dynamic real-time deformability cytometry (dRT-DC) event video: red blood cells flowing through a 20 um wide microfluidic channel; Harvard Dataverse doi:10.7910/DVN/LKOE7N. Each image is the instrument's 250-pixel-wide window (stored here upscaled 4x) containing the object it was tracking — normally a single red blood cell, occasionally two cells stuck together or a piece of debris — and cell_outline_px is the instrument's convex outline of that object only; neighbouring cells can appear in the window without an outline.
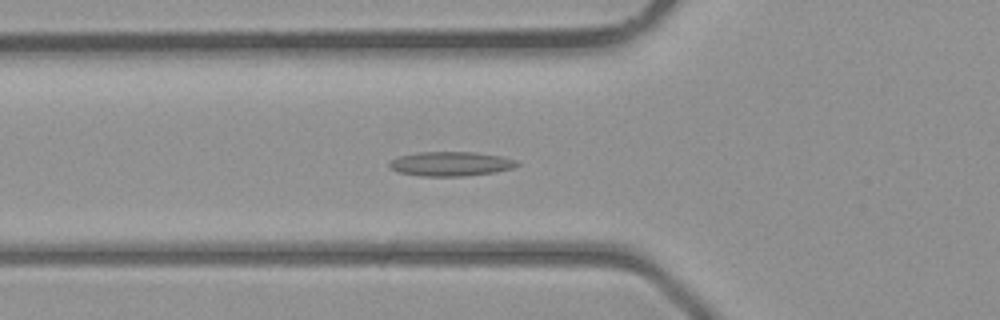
{"species": "common noctule bat (a hibernating species)", "species_latin": "Nyctalus noctula", "temperature_condition": "room temperature", "stored_images_in_passage": 36, "camera_frame_rate_fps": 3000, "um_per_image_px": 0.085, "animal": {"sex": "male", "body_mass_g": 23.1, "forearm_length_mm": 52.7}, "frame": {"image": 1, "passage_image": 10, "time_ms": 3.0, "image_size_px": [1000, 320], "cell_outline_px": [[520, 164], [512, 168], [496, 172], [464, 176], [420, 176], [396, 172], [388, 168], [388, 164], [396, 156], [416, 152], [476, 152], [500, 156], [516, 160]], "centroid_in_image_um": [38.25, 13.92], "position_along_channel_um": 87.5, "area_um2": 18.38}}
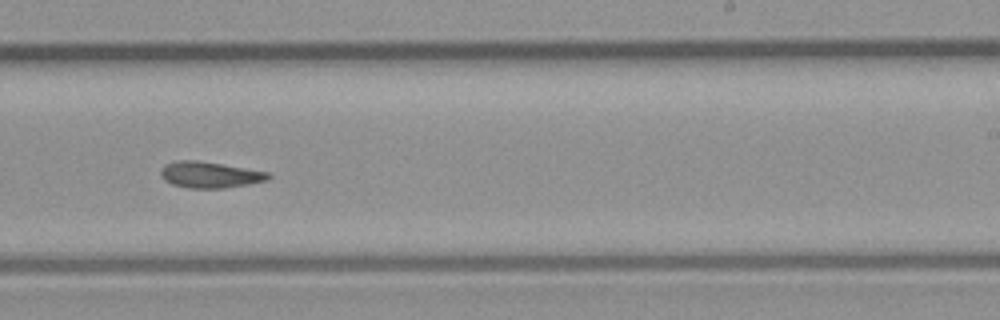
{"frame": {"image": 2, "passage_image": 21, "time_ms": 6.667, "image_size_px": [1000, 320], "cell_outline_px": [[272, 176], [268, 180], [248, 184], [224, 188], [188, 188], [172, 184], [164, 180], [160, 176], [160, 168], [164, 164], [176, 160], [196, 160], [268, 172]], "centroid_in_image_um": [17.78, 14.85], "position_along_channel_um": 271.2, "area_um2": 16.42}}
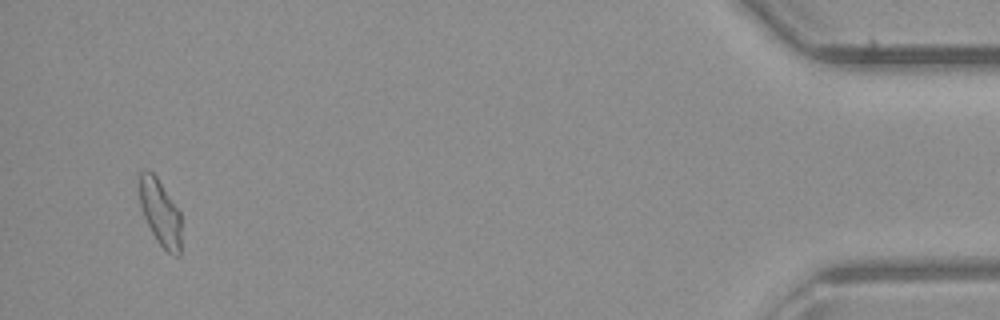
{"frame": {"image": 3, "passage_image": 35, "time_ms": 11.333, "image_size_px": [1000, 320], "cell_outline_px": [[180, 256], [176, 256], [168, 252], [156, 240], [140, 208], [136, 180], [140, 172], [148, 168], [156, 176], [180, 212]], "centroid_in_image_um": [13.55, 17.99], "position_along_channel_um": 421.6, "area_um2": 16.42}}